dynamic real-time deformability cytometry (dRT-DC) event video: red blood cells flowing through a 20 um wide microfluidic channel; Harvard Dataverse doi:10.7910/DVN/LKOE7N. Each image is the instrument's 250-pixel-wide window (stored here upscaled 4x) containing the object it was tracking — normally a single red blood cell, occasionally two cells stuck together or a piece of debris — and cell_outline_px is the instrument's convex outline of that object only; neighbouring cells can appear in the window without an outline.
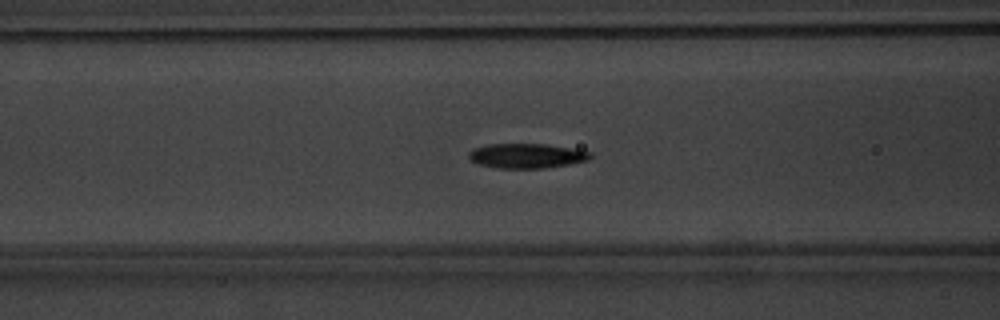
{"species": "common noctule bat (a hibernating species)", "species_latin": "Nyctalus noctula", "temperature_condition": "warm", "stored_images_in_passage": 54, "camera_frame_rate_fps": 3000, "um_per_image_px": 0.085, "animal": {"sex": "male", "body_mass_g": 20.1, "forearm_length_mm": 53.5}, "frame": {"image": 1, "passage_image": 23, "time_ms": 7.333, "image_size_px": [1000, 320], "cell_outline_px": [[592, 156], [588, 160], [568, 164], [544, 168], [496, 168], [480, 164], [472, 160], [468, 156], [468, 152], [472, 148], [488, 144], [548, 144], [592, 152]], "centroid_in_image_um": [44.75, 13.24], "position_along_channel_um": 121.8, "area_um2": 17.46}}
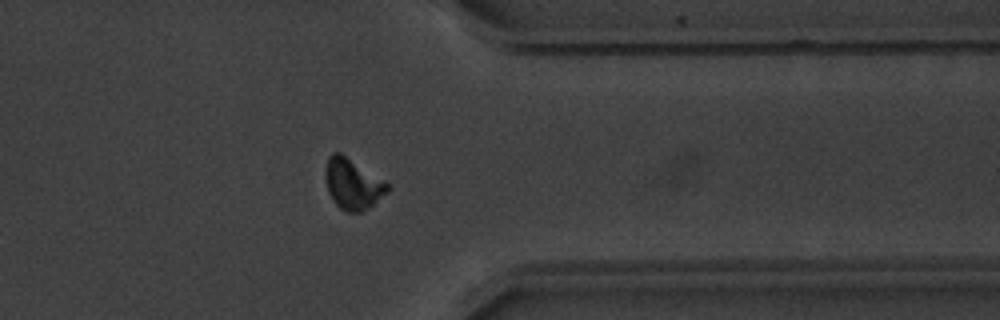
{"frame": {"image": 2, "passage_image": 44, "time_ms": 14.333, "image_size_px": [1000, 320], "cell_outline_px": [[392, 188], [388, 192], [368, 208], [360, 212], [348, 212], [340, 208], [332, 200], [328, 192], [324, 176], [324, 172], [328, 156], [332, 152], [340, 152], [388, 184]], "centroid_in_image_um": [29.94, 15.64], "position_along_channel_um": 381.5, "area_um2": 18.21}}
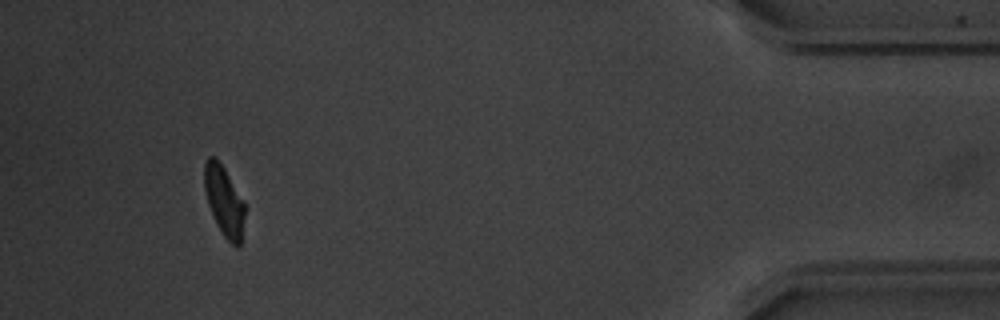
{"frame": {"image": 3, "passage_image": 51, "time_ms": 16.667, "image_size_px": [1000, 320], "cell_outline_px": [[244, 216], [240, 244], [236, 248], [224, 236], [216, 224], [208, 204], [204, 188], [204, 164], [208, 156], [212, 156], [224, 168], [244, 200]], "centroid_in_image_um": [19.04, 17.08], "position_along_channel_um": 416.2, "area_um2": 16.3}, "authors_computed_cell_mechanics": {"area_um2": 17.0799, "velocity_mm_per_s": 3.7861, "shape_relaxation_time_tau1_ms": 2.139, "shape_relaxation_time_tau2_ms": 2.1418, "deformation_change_tau1": 0.1611, "deformation_change_tau2": 0.0662}}